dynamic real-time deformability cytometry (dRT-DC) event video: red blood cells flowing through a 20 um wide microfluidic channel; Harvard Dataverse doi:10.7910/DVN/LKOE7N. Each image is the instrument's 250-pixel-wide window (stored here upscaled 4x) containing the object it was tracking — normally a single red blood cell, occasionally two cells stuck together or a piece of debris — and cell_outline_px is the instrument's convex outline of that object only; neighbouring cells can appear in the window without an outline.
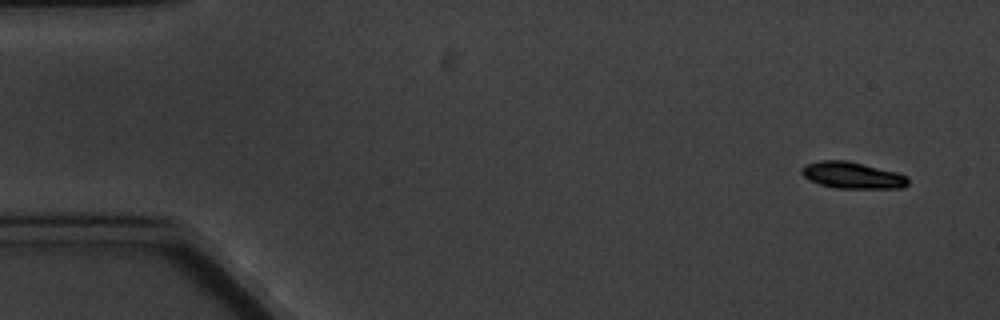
{"species": "common noctule bat (a hibernating species)", "species_latin": "Nyctalus noctula", "temperature_condition": "cold", "stored_images_in_passage": 10, "camera_frame_rate_fps": 3000, "um_per_image_px": 0.085, "animal": {"sex": "male", "body_mass_g": 20.1, "forearm_length_mm": 53.5}, "frame": {"image": 1, "passage_image": 1, "time_ms": 0.0, "image_size_px": [1000, 320], "cell_outline_px": [[908, 184], [904, 188], [836, 188], [820, 184], [804, 176], [800, 172], [800, 168], [808, 164], [820, 160], [848, 160], [896, 172], [908, 176]], "centroid_in_image_um": [72.47, 14.89], "position_along_channel_um": 12.5, "area_um2": 16.42}}
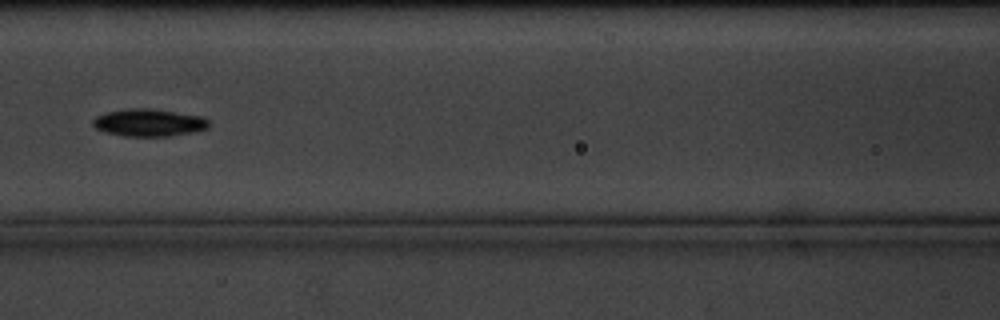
{"frame": {"image": 2, "passage_image": 7, "time_ms": 7.667, "image_size_px": [1000, 320], "cell_outline_px": [[208, 128], [196, 132], [168, 136], [124, 136], [104, 132], [96, 128], [92, 124], [92, 120], [96, 116], [108, 112], [128, 108], [148, 108], [204, 116], [208, 120]], "centroid_in_image_um": [12.66, 10.42], "position_along_channel_um": 153.9, "area_um2": 18.61}}
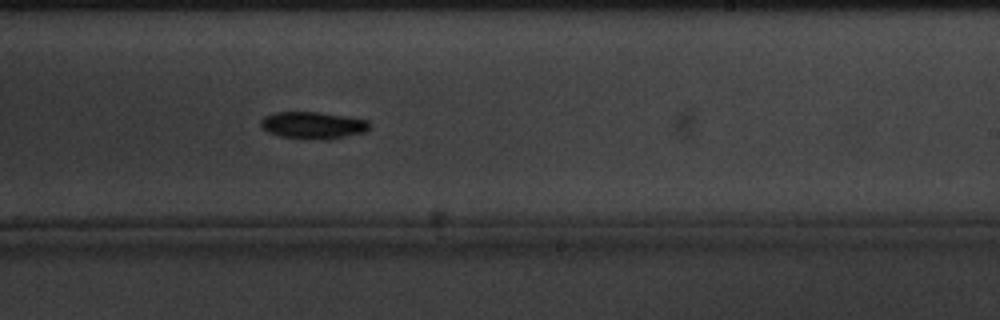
{"frame": {"image": 3, "passage_image": 10, "time_ms": 11.0, "image_size_px": [1000, 320], "cell_outline_px": [[372, 124], [368, 132], [328, 140], [324, 140], [280, 136], [268, 132], [260, 124], [260, 120], [264, 116], [276, 112], [320, 112], [368, 120]], "centroid_in_image_um": [26.67, 10.65], "position_along_channel_um": 262.3, "area_um2": 17.28}}